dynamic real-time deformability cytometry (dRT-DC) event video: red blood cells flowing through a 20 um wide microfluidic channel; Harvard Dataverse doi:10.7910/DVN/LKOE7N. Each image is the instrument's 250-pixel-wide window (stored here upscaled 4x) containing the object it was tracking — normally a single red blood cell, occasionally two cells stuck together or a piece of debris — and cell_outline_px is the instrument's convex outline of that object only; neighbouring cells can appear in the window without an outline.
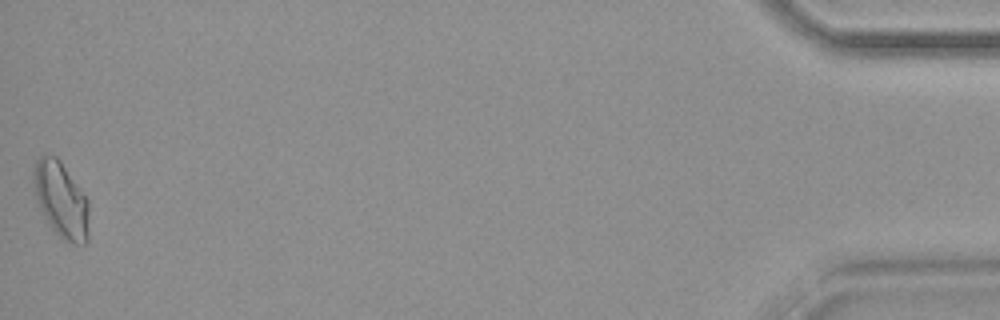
{"species": "common noctule bat (a hibernating species)", "species_latin": "Nyctalus noctula", "temperature_condition": "warm", "stored_images_in_passage": 42, "camera_frame_rate_fps": 3000, "um_per_image_px": 0.085, "animal": {"sex": "female", "body_mass_g": 18.4}, "frame": {"image": 1, "passage_image": 42, "time_ms": 13.667, "image_size_px": [1000, 320], "cell_outline_px": [[88, 240], [84, 244], [72, 244], [60, 236], [52, 228], [44, 216], [36, 196], [32, 180], [32, 172], [36, 160], [40, 156], [56, 156], [60, 160], [88, 200]], "centroid_in_image_um": [5.19, 16.98], "position_along_channel_um": 430.0, "area_um2": 24.16}, "authors_computed_cell_mechanics": {"area_um2": 19.7098, "velocity_mm_per_s": 3.8113, "shape_relaxation_time_tau1_ms": null, "shape_relaxation_time_tau2_ms": 2.1077, "deformation_change_tau1": null, "deformation_change_tau2": 0.0918}}